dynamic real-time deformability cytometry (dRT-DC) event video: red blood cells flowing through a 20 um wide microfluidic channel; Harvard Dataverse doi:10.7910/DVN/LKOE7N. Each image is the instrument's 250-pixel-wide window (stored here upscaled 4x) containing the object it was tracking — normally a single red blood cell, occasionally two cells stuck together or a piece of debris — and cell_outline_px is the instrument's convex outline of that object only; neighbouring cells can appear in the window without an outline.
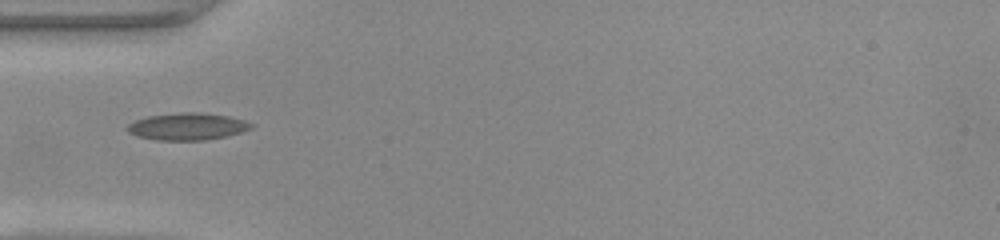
{"species": "common noctule bat (a hibernating species)", "species_latin": "Nyctalus noctula", "temperature_condition": "warm", "stored_images_in_passage": 34, "camera_frame_rate_fps": 3000, "um_per_image_px": 0.085, "animal": {"sex": "female", "body_mass_g": 22.0, "forearm_length_mm": 56.7}, "frame": {"image": 1, "passage_image": 1, "time_ms": 0.0, "image_size_px": [1000, 240], "cell_outline_px": [[256, 124], [252, 128], [240, 132], [224, 136], [204, 140], [156, 140], [136, 136], [128, 132], [124, 128], [128, 124], [136, 120], [148, 116], [180, 112], [192, 112], [228, 116], [244, 120]], "centroid_in_image_um": [15.89, 10.75], "position_along_channel_um": 69.1, "area_um2": 19.48}}
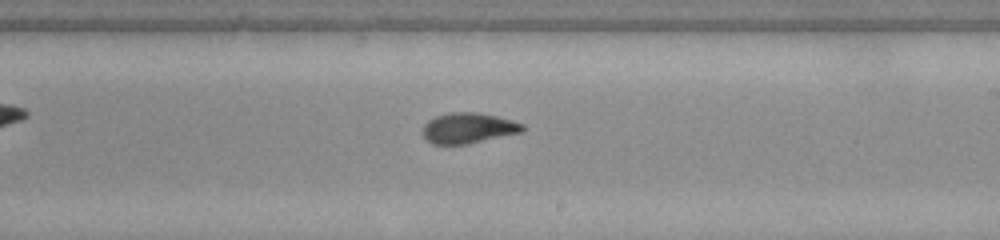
{"frame": {"image": 2, "passage_image": 14, "time_ms": 4.333, "image_size_px": [1000, 240], "cell_outline_px": [[524, 128], [520, 132], [468, 144], [432, 144], [424, 136], [424, 124], [428, 120], [436, 116], [448, 112], [476, 112], [496, 116], [512, 120], [524, 124]], "centroid_in_image_um": [39.79, 10.88], "position_along_channel_um": 249.2, "area_um2": 17.57}}
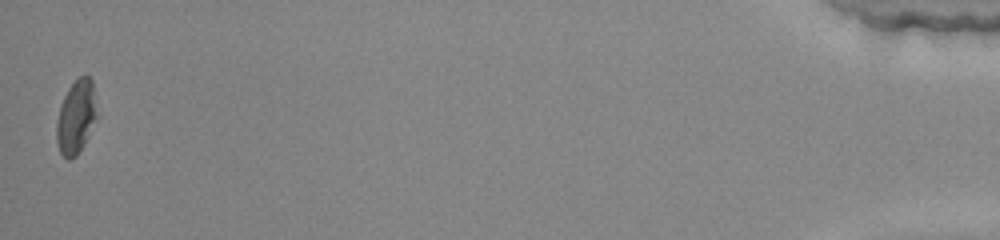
{"frame": {"image": 3, "passage_image": 34, "time_ms": 11.0, "image_size_px": [1000, 240], "cell_outline_px": [[96, 116], [84, 144], [76, 156], [68, 160], [60, 152], [56, 140], [56, 124], [60, 104], [68, 88], [80, 76], [88, 76], [92, 80]], "centroid_in_image_um": [6.43, 9.96], "position_along_channel_um": 428.8, "area_um2": 16.88}, "authors_computed_cell_mechanics": {"area_um2": 17.6001, "velocity_mm_per_s": 4.1538, "shape_relaxation_time_tau1_ms": 6.0524, "shape_relaxation_time_tau2_ms": 1.553, "deformation_change_tau1": 0.2349, "deformation_change_tau2": 0.0666}}